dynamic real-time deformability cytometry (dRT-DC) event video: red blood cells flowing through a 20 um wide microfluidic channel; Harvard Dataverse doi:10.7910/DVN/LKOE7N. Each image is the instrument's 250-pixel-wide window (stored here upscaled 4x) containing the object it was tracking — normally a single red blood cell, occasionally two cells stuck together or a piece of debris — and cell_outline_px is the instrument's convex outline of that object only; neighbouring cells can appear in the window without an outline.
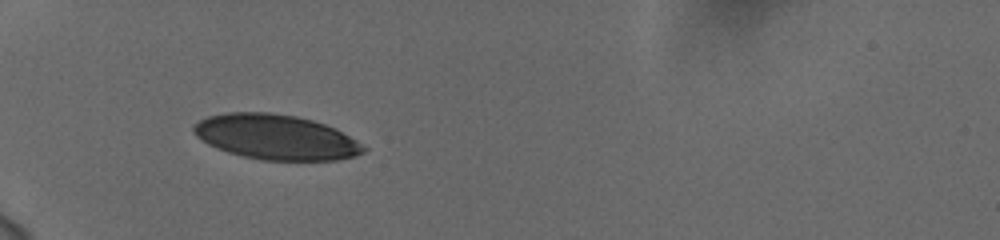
{"species": "human", "species_latin": "Homo sapiens", "temperature_condition": "cold", "stored_images_in_passage": 37, "camera_frame_rate_fps": 3000, "um_per_image_px": 0.085, "donor": {"sex": "female"}, "frame": {"image": 1, "passage_image": 1, "time_ms": 0.0, "image_size_px": [1000, 240], "cell_outline_px": [[368, 148], [364, 152], [356, 156], [336, 160], [260, 160], [228, 152], [216, 148], [208, 144], [196, 136], [192, 132], [192, 124], [208, 116], [228, 112], [272, 112], [296, 116], [312, 120], [336, 128], [356, 140]], "centroid_in_image_um": [23.44, 11.65], "position_along_channel_um": 61.6, "area_um2": 44.74}}
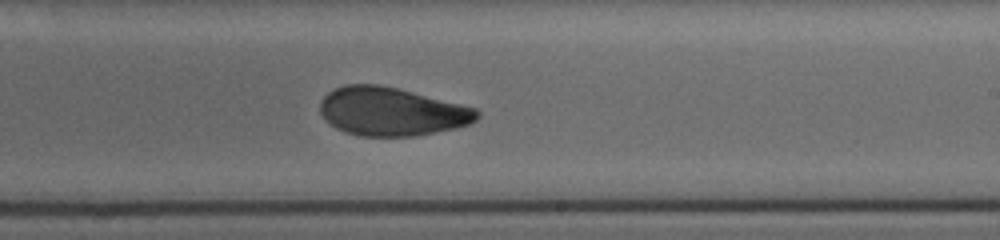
{"frame": {"image": 2, "passage_image": 18, "time_ms": 5.667, "image_size_px": [1000, 240], "cell_outline_px": [[480, 116], [476, 120], [468, 124], [456, 128], [416, 136], [360, 136], [344, 132], [336, 128], [320, 112], [320, 100], [328, 92], [344, 84], [380, 84], [476, 108], [480, 112]], "centroid_in_image_um": [33.28, 9.48], "position_along_channel_um": 255.7, "area_um2": 44.1}}
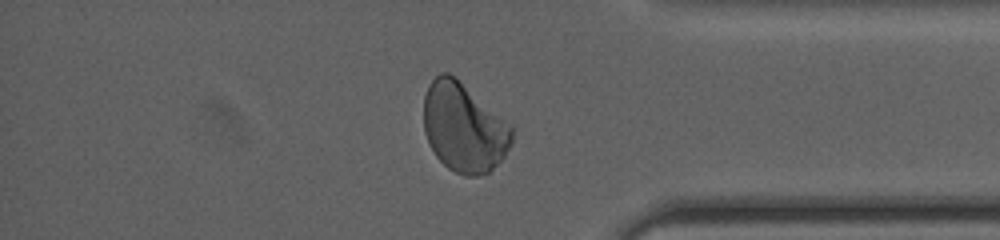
{"frame": {"image": 3, "passage_image": 30, "time_ms": 9.667, "image_size_px": [1000, 240], "cell_outline_px": [[512, 144], [504, 156], [488, 172], [476, 176], [464, 176], [448, 168], [436, 156], [428, 144], [424, 132], [424, 96], [428, 84], [440, 72], [448, 72], [512, 124]], "centroid_in_image_um": [39.42, 10.84], "position_along_channel_um": 395.8, "area_um2": 45.72}, "authors_computed_cell_mechanics": {"area_um2": 45.662, "velocity_mm_per_s": 3.7304, "shape_relaxation_time_tau1_ms": 6.3497, "shape_relaxation_time_tau2_ms": 1.5354, "deformation_change_tau1": 0.157, "deformation_change_tau2": 0.0629}}